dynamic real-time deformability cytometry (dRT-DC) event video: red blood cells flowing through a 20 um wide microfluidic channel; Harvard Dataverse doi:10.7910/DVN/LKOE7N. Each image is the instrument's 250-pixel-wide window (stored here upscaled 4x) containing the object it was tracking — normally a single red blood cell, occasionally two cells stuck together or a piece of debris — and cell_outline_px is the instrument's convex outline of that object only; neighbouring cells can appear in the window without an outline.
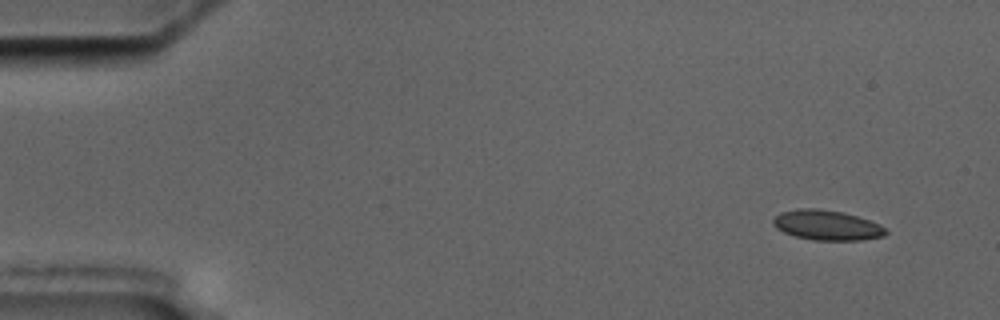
{"species": "common noctule bat (a hibernating species)", "species_latin": "Nyctalus noctula", "temperature_condition": "cold", "stored_images_in_passage": 5, "camera_frame_rate_fps": 3000, "um_per_image_px": 0.085, "animal": {"sex": "male", "body_mass_g": 17.5, "forearm_length_mm": 52.3}, "frame": {"image": 1, "passage_image": 1, "time_ms": 0.0, "image_size_px": [1000, 320], "cell_outline_px": [[888, 232], [884, 236], [860, 240], [812, 240], [796, 236], [784, 232], [776, 228], [772, 224], [772, 220], [780, 212], [800, 208], [816, 208], [844, 212], [880, 224]], "centroid_in_image_um": [70.27, 19.14], "position_along_channel_um": 14.7, "area_um2": 19.65}}
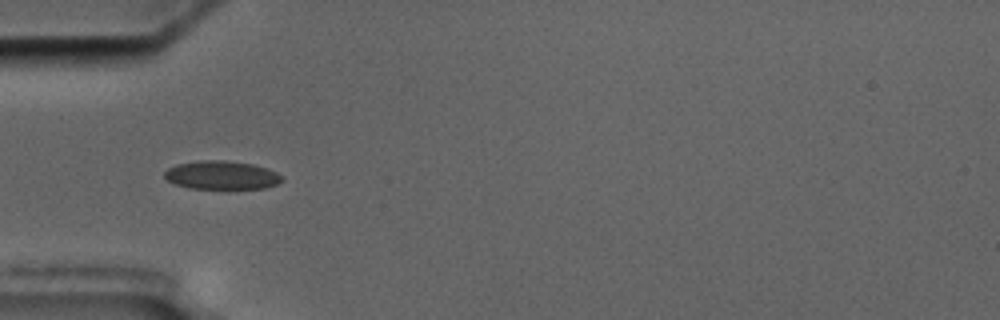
{"frame": {"image": 2, "passage_image": 5, "time_ms": 4.667, "image_size_px": [1000, 320], "cell_outline_px": [[284, 180], [276, 184], [264, 188], [188, 188], [176, 184], [168, 180], [164, 176], [164, 172], [168, 168], [176, 164], [196, 160], [224, 160], [252, 164], [268, 168], [284, 176]], "centroid_in_image_um": [18.84, 14.87], "position_along_channel_um": 66.2, "area_um2": 19.54}}